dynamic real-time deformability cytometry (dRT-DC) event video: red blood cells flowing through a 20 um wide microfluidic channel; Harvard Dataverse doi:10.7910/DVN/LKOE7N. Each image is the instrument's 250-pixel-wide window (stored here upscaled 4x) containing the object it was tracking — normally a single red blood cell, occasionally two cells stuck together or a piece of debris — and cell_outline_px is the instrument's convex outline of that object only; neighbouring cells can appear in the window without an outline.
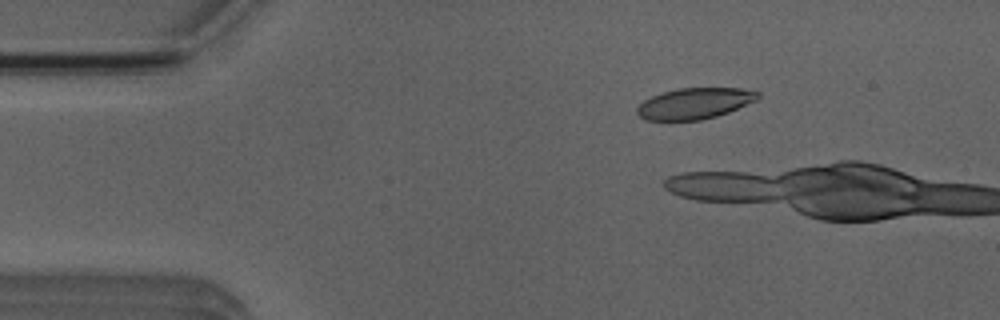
{"species": "Egyptian fruit bat (a non-hibernating species)", "species_latin": "Rousettus aegyptiacus", "temperature_condition": "room temperature", "stored_images_in_passage": 3, "camera_frame_rate_fps": 3000, "um_per_image_px": 0.085, "animal": {"sex": "male"}, "frame": {"image": 1, "passage_image": 2, "time_ms": 1.333, "image_size_px": [1000, 320], "cell_outline_px": [[760, 96], [756, 100], [728, 112], [716, 116], [700, 120], [644, 120], [636, 112], [636, 108], [644, 100], [652, 96], [676, 88], [740, 88], [760, 92]], "centroid_in_image_um": [59.03, 8.79], "position_along_channel_um": 26.0, "area_um2": 21.73}}